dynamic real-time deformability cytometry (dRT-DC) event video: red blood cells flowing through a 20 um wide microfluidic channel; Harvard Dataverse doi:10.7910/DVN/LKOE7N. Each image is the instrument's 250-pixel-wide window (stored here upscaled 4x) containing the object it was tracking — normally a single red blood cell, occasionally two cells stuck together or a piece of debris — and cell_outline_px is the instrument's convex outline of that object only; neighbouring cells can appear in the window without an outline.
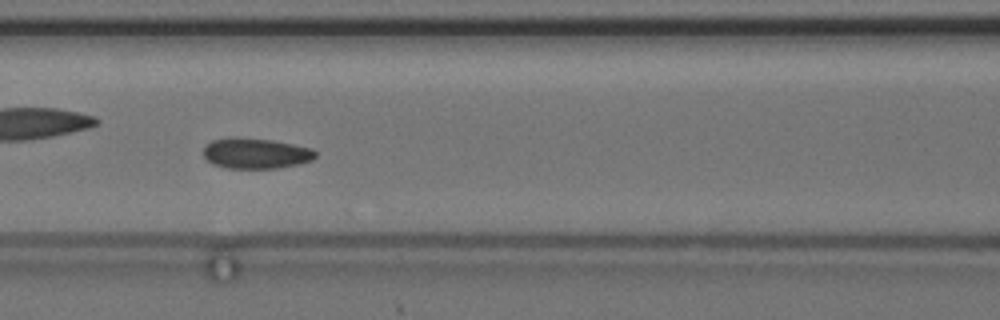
{"species": "common noctule bat (a hibernating species)", "species_latin": "Nyctalus noctula", "temperature_condition": "cold", "stored_images_in_passage": 57, "camera_frame_rate_fps": 3000, "um_per_image_px": 0.085, "animal": {"sex": "female", "body_mass_g": 24.6, "forearm_length_mm": 56.2}, "frame": {"image": 1, "passage_image": 25, "time_ms": 8.0, "image_size_px": [1000, 320], "cell_outline_px": [[316, 156], [312, 160], [300, 164], [276, 168], [228, 168], [212, 164], [204, 156], [204, 148], [212, 140], [228, 136], [272, 140], [312, 148], [316, 152]], "centroid_in_image_um": [21.74, 13.03], "position_along_channel_um": 144.9, "area_um2": 20.0}}
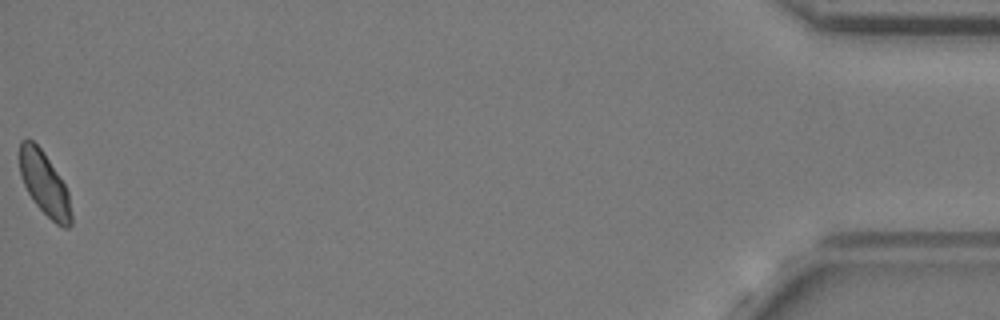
{"frame": {"image": 2, "passage_image": 57, "time_ms": 18.667, "image_size_px": [1000, 320], "cell_outline_px": [[72, 224], [68, 228], [64, 228], [56, 224], [32, 200], [20, 176], [20, 140], [32, 140], [40, 148], [64, 184], [68, 192], [72, 216]], "centroid_in_image_um": [3.78, 15.66], "position_along_channel_um": 431.4, "area_um2": 18.67}, "authors_computed_cell_mechanics": {"area_um2": 19.8254, "velocity_mm_per_s": 3.6134, "shape_relaxation_time_tau1_ms": 3.8588, "shape_relaxation_time_tau2_ms": 1.7339, "deformation_change_tau1": 0.0569, "deformation_change_tau2": 0.0536}}